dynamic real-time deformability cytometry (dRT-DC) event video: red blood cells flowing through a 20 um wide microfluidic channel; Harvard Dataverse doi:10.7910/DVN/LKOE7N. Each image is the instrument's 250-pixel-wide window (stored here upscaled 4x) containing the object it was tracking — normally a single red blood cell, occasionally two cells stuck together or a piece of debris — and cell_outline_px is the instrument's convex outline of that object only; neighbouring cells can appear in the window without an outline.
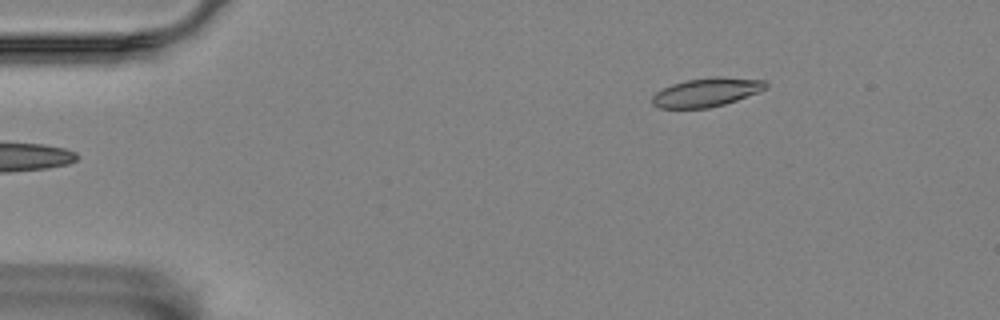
{"species": "Egyptian fruit bat (a non-hibernating species)", "species_latin": "Rousettus aegyptiacus", "temperature_condition": "room temperature", "stored_images_in_passage": 5, "camera_frame_rate_fps": 3000, "um_per_image_px": 0.085, "animal": {"sex": "female"}, "frame": {"image": 1, "passage_image": 5, "time_ms": 1.333, "image_size_px": [1000, 320], "cell_outline_px": [[768, 88], [736, 100], [724, 104], [708, 108], [656, 108], [652, 104], [652, 96], [656, 92], [672, 84], [688, 80], [712, 76], [720, 76], [764, 80], [768, 84]], "centroid_in_image_um": [60.05, 7.84], "position_along_channel_um": 24.9, "area_um2": 19.02}}